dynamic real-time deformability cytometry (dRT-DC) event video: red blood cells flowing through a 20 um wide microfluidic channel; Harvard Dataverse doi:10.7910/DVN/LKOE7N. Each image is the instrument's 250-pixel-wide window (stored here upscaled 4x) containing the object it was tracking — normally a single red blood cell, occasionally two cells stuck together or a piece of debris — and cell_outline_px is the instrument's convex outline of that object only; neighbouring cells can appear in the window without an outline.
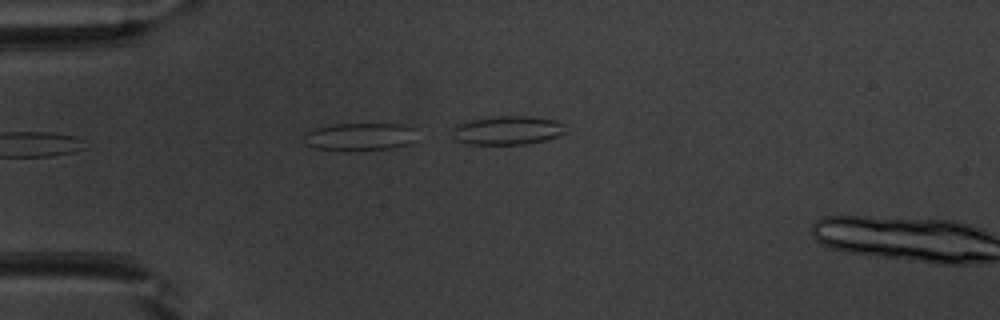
{"species": "common noctule bat (a hibernating species)", "species_latin": "Nyctalus noctula", "temperature_condition": "warm", "stored_images_in_passage": 6, "segment_of_instrument_passage": [1, 2], "camera_frame_rate_fps": 3000, "um_per_image_px": 0.085, "animal": {"sex": "male", "body_mass_g": 20.1, "forearm_length_mm": 53.5}, "frame": {"image": 1, "passage_image": 1, "time_ms": 0.0, "image_size_px": [1000, 320], "cell_outline_px": [[416, 140], [408, 144], [392, 148], [360, 152], [316, 148], [304, 144], [304, 132], [316, 128], [332, 124], [400, 124], [416, 128]], "centroid_in_image_um": [30.6, 11.64], "position_along_channel_um": 54.4, "area_um2": 18.79}}
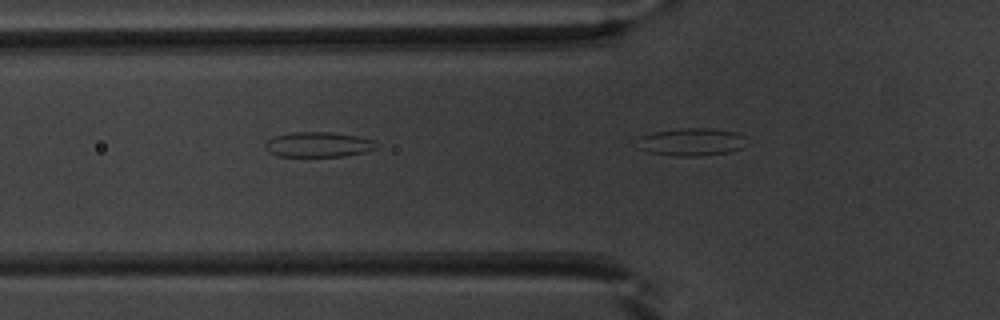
{"frame": {"image": 2, "passage_image": 5, "time_ms": 1.333, "image_size_px": [1000, 320], "cell_outline_px": [[380, 144], [376, 148], [368, 152], [344, 156], [276, 156], [268, 152], [264, 148], [264, 144], [272, 136], [292, 132], [332, 132], [356, 136], [372, 140]], "centroid_in_image_um": [27.04, 12.29], "position_along_channel_um": 98.8, "area_um2": 16.47}}